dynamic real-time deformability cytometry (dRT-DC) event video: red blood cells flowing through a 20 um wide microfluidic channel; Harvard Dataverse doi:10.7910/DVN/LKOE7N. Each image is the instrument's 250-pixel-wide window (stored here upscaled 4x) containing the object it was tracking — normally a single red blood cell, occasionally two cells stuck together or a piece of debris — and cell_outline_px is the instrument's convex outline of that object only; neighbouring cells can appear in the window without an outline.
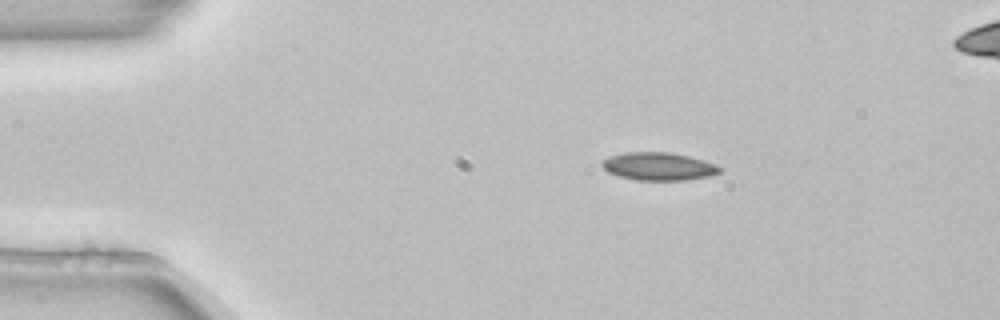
{"species": "common noctule bat (a hibernating species)", "species_latin": "Nyctalus noctula", "temperature_condition": "room temperature", "stored_images_in_passage": 2, "camera_frame_rate_fps": 3000, "um_per_image_px": 0.085, "animal": {"sex": "female", "body_mass_g": 22.7, "forearm_length_mm": 54.2}, "frame": {"image": 1, "passage_image": 2, "time_ms": 0.333, "image_size_px": [1000, 320], "cell_outline_px": [[720, 172], [708, 176], [684, 180], [636, 180], [620, 176], [608, 172], [600, 164], [604, 160], [612, 156], [624, 152], [672, 152], [704, 160], [720, 168]], "centroid_in_image_um": [55.95, 14.14], "position_along_channel_um": 29.0, "area_um2": 18.84}}